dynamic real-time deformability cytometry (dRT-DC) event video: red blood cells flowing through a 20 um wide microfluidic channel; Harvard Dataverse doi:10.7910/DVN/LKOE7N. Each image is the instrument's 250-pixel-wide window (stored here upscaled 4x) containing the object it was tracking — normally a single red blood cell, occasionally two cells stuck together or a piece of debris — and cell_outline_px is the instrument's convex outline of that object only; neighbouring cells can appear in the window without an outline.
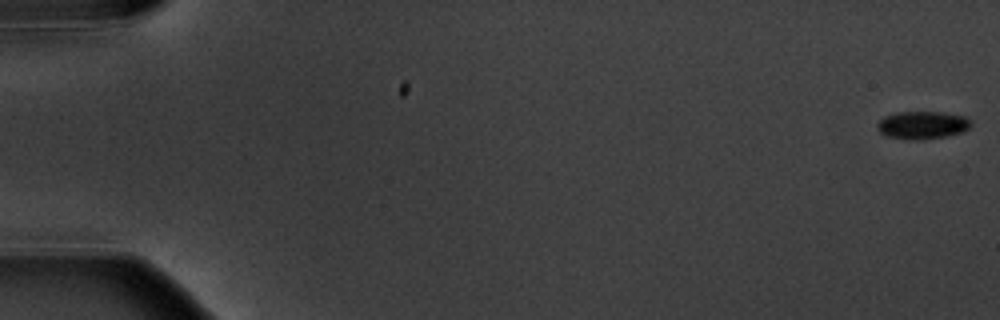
{"species": "common noctule bat (a hibernating species)", "species_latin": "Nyctalus noctula", "temperature_condition": "warm", "stored_images_in_passage": 6, "camera_frame_rate_fps": 3000, "um_per_image_px": 0.085, "animal": {"sex": "male", "body_mass_g": 20.1, "forearm_length_mm": 53.5}, "frame": {"image": 1, "passage_image": 1, "time_ms": 0.0, "image_size_px": [1000, 320], "cell_outline_px": [[972, 124], [964, 132], [948, 136], [916, 140], [912, 140], [888, 136], [880, 132], [876, 128], [876, 124], [884, 116], [896, 112], [940, 112], [964, 116], [972, 120]], "centroid_in_image_um": [78.42, 10.63], "position_along_channel_um": 6.6, "area_um2": 15.26}}
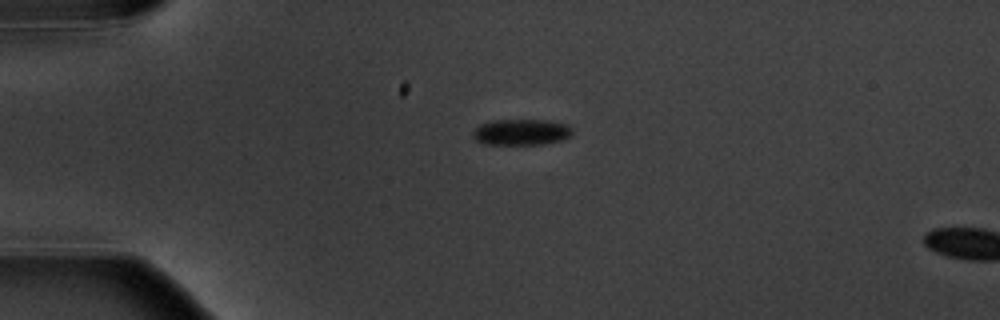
{"frame": {"image": 2, "passage_image": 5, "time_ms": 4.667, "image_size_px": [1000, 320], "cell_outline_px": [[572, 136], [564, 140], [544, 144], [484, 144], [476, 140], [472, 136], [472, 132], [480, 124], [492, 120], [544, 120], [568, 124], [572, 128]], "centroid_in_image_um": [44.33, 11.23], "position_along_channel_um": 40.7, "area_um2": 15.26}}